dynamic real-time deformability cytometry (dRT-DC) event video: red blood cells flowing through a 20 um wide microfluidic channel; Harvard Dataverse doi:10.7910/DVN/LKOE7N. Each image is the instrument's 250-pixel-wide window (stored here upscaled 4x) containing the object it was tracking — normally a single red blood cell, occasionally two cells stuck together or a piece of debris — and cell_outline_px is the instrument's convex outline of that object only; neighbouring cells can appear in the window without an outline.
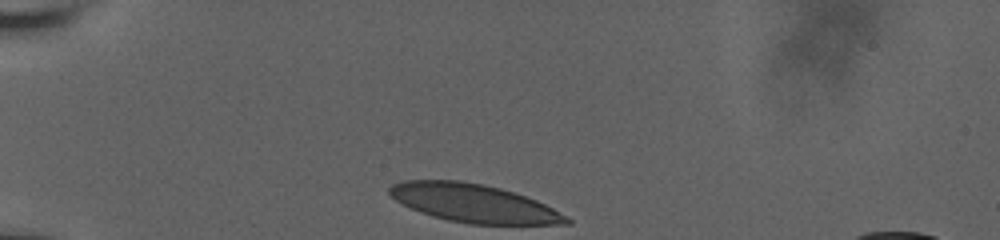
{"species": "human", "species_latin": "Homo sapiens", "temperature_condition": "room temperature", "stored_images_in_passage": 16, "camera_frame_rate_fps": 3000, "um_per_image_px": 0.085, "donor": {"sex": "male"}, "frame": {"image": 1, "passage_image": 1, "time_ms": 0.0, "image_size_px": [1000, 240], "cell_outline_px": [[572, 224], [468, 224], [448, 220], [432, 216], [420, 212], [396, 200], [388, 192], [388, 188], [392, 184], [400, 180], [460, 180], [484, 184], [500, 188], [536, 200], [552, 208], [572, 220]], "centroid_in_image_um": [40.24, 17.27], "position_along_channel_um": 44.8, "area_um2": 39.25}}
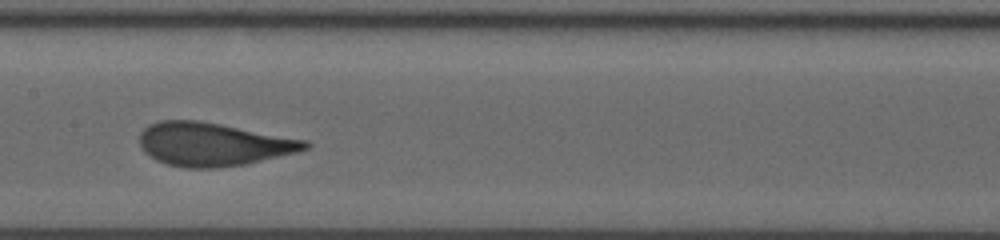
{"frame": {"image": 2, "passage_image": 10, "time_ms": 5.0, "image_size_px": [1000, 240], "cell_outline_px": [[312, 144], [308, 148], [296, 152], [244, 164], [220, 168], [184, 168], [168, 164], [156, 160], [148, 156], [140, 148], [140, 132], [148, 124], [160, 120], [200, 120], [308, 140]], "centroid_in_image_um": [18.08, 12.25], "position_along_channel_um": 189.3, "area_um2": 42.02}}
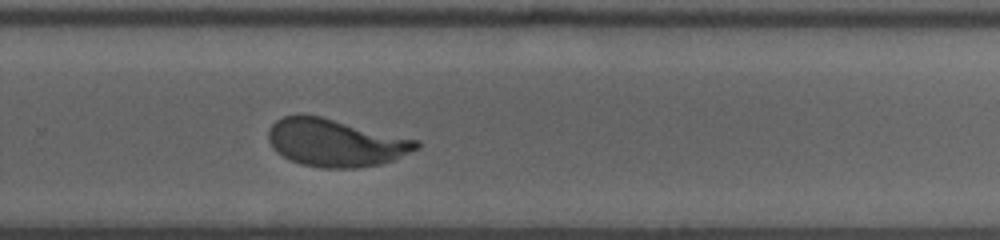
{"frame": {"image": 3, "passage_image": 16, "time_ms": 8.0, "image_size_px": [1000, 240], "cell_outline_px": [[420, 148], [392, 160], [380, 164], [356, 168], [320, 168], [300, 164], [276, 152], [272, 148], [268, 140], [268, 128], [276, 120], [284, 116], [300, 112], [304, 112], [420, 140]], "centroid_in_image_um": [28.49, 12.11], "position_along_channel_um": 301.3, "area_um2": 41.56}}